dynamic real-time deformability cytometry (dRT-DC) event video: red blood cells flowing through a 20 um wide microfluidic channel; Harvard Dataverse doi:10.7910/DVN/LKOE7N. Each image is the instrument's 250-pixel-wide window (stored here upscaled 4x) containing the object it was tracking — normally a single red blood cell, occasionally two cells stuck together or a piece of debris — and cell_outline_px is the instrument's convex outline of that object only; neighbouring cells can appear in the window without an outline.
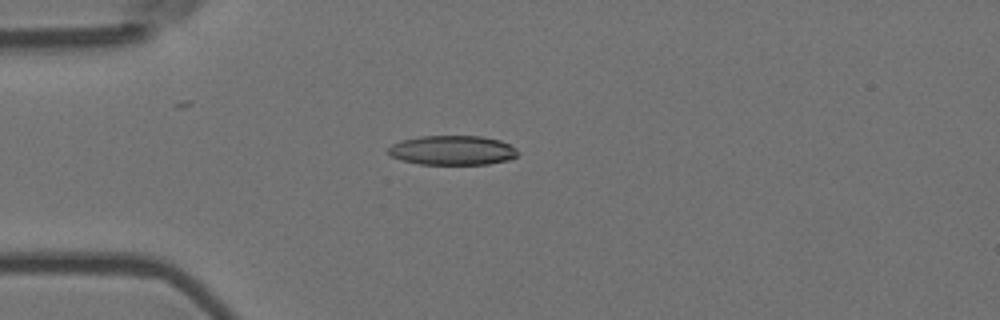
{"species": "Egyptian fruit bat (a non-hibernating species)", "species_latin": "Rousettus aegyptiacus", "temperature_condition": "room temperature", "stored_images_in_passage": 56, "camera_frame_rate_fps": 3000, "um_per_image_px": 0.085, "animal": {"sex": "female"}, "frame": {"image": 1, "passage_image": 15, "time_ms": 4.667, "image_size_px": [1000, 320], "cell_outline_px": [[516, 156], [508, 160], [488, 164], [420, 164], [400, 160], [392, 156], [388, 152], [388, 148], [392, 144], [400, 140], [420, 136], [480, 136], [500, 140], [516, 148]], "centroid_in_image_um": [38.42, 12.77], "position_along_channel_um": 46.6, "area_um2": 22.2}}
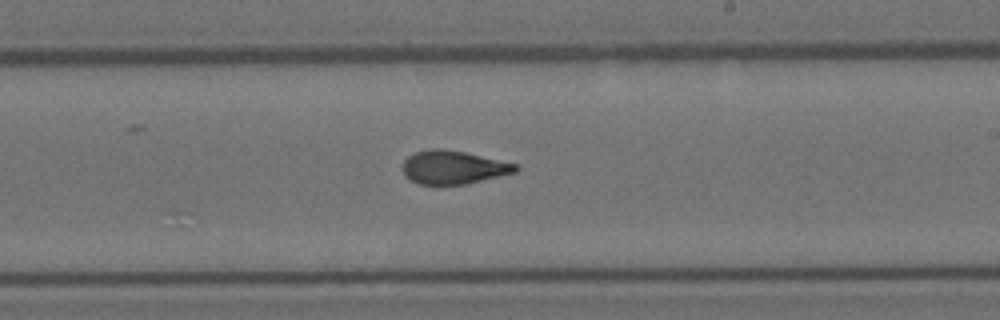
{"frame": {"image": 2, "passage_image": 33, "time_ms": 10.667, "image_size_px": [1000, 320], "cell_outline_px": [[520, 168], [516, 172], [464, 184], [420, 184], [408, 180], [404, 176], [404, 160], [408, 156], [416, 152], [432, 148], [444, 148], [464, 152], [516, 164]], "centroid_in_image_um": [38.5, 14.22], "position_along_channel_um": 250.5, "area_um2": 21.73}}
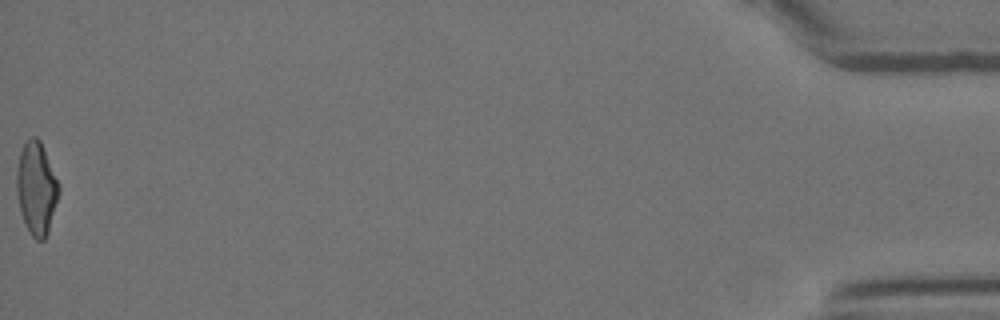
{"frame": {"image": 3, "passage_image": 56, "time_ms": 18.333, "image_size_px": [1000, 320], "cell_outline_px": [[60, 192], [48, 232], [44, 240], [36, 240], [32, 236], [20, 212], [16, 192], [16, 172], [20, 152], [24, 144], [32, 136], [36, 136], [40, 140], [60, 184]], "centroid_in_image_um": [3.1, 16.0], "position_along_channel_um": 432.1, "area_um2": 22.83}, "authors_computed_cell_mechanics": {"area_um2": 22.2241, "velocity_mm_per_s": 3.6732, "shape_relaxation_time_tau1_ms": 6.6787, "shape_relaxation_time_tau2_ms": 1.6242, "deformation_change_tau1": 0.2133, "deformation_change_tau2": 0.0861}}